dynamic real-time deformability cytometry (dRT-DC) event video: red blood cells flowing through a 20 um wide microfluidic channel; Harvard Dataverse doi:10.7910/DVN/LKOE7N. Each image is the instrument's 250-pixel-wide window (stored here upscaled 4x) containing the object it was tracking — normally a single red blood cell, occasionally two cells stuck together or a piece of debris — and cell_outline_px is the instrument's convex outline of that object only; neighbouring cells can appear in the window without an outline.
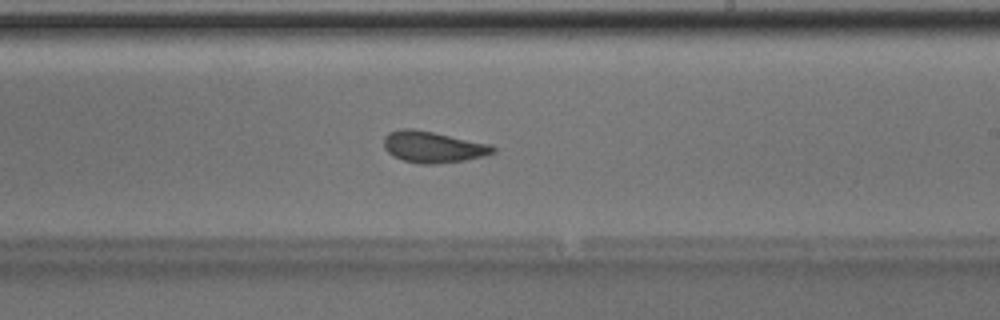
{"species": "Egyptian fruit bat (a non-hibernating species)", "species_latin": "Rousettus aegyptiacus", "temperature_condition": "room temperature", "stored_images_in_passage": 40, "camera_frame_rate_fps": 3000, "um_per_image_px": 0.085, "animal": {"sex": "male"}, "frame": {"image": 1, "passage_image": 23, "time_ms": 7.333, "image_size_px": [1000, 320], "cell_outline_px": [[496, 152], [484, 156], [464, 160], [432, 164], [420, 164], [404, 160], [392, 156], [384, 148], [384, 136], [388, 132], [400, 128], [412, 128], [492, 144], [496, 148]], "centroid_in_image_um": [36.8, 12.48], "position_along_channel_um": 252.2, "area_um2": 20.0}, "authors_computed_cell_mechanics": {"area_um2": 19.7965, "velocity_mm_per_s": 4.018, "shape_relaxation_time_tau1_ms": 3.574, "shape_relaxation_time_tau2_ms": 1.4243, "deformation_change_tau1": 0.1297, "deformation_change_tau2": 0.0877}}